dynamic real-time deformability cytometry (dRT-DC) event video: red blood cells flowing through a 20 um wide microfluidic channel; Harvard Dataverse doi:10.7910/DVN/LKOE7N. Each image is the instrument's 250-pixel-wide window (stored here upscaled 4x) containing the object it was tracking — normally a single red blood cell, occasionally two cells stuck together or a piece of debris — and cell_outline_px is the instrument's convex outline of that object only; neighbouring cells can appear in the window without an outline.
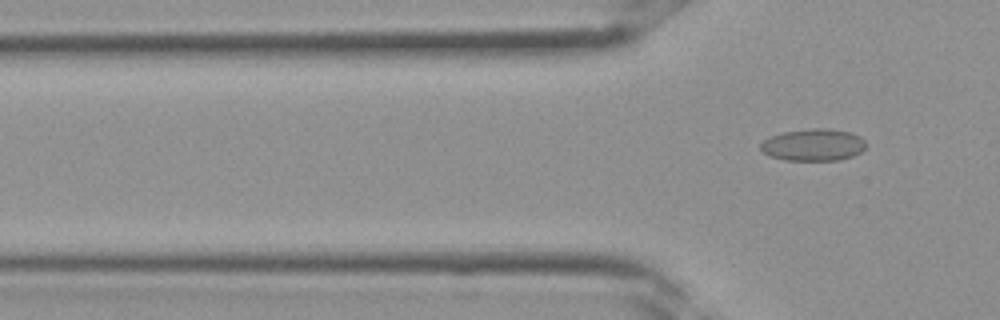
{"species": "Egyptian fruit bat (a non-hibernating species)", "species_latin": "Rousettus aegyptiacus", "temperature_condition": "room temperature", "stored_images_in_passage": 3, "camera_frame_rate_fps": 3000, "um_per_image_px": 0.085, "frame": {"image": 1, "passage_image": 3, "time_ms": 0.667, "image_size_px": [1000, 320], "cell_outline_px": [[868, 144], [860, 152], [852, 156], [840, 160], [784, 160], [768, 156], [760, 152], [760, 144], [764, 140], [772, 136], [784, 132], [812, 128], [832, 128], [848, 132], [860, 136]], "centroid_in_image_um": [69.12, 12.32], "position_along_channel_um": 56.7, "area_um2": 19.83}}